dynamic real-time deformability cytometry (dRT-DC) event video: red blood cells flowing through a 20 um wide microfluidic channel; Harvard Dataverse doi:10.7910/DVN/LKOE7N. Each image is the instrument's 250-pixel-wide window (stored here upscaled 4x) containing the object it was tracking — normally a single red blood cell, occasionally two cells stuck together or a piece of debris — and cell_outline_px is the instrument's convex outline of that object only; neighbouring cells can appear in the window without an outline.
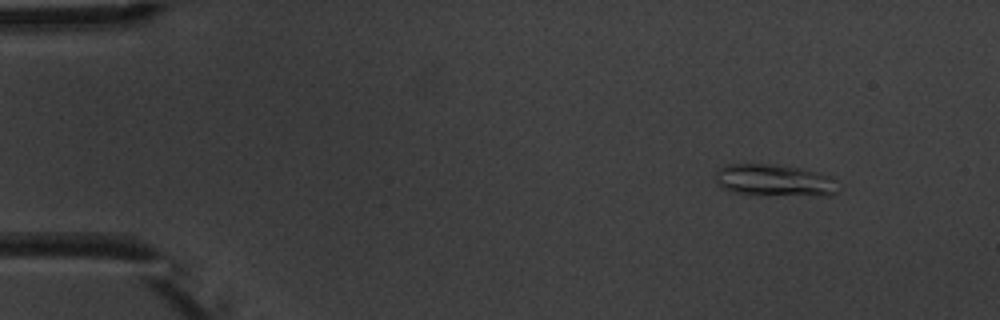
{"species": "common noctule bat (a hibernating species)", "species_latin": "Nyctalus noctula", "temperature_condition": "warm", "stored_images_in_passage": 5, "camera_frame_rate_fps": 3000, "um_per_image_px": 0.085, "animal": {"sex": "male", "body_mass_g": 20.1, "forearm_length_mm": 53.5}, "frame": {"image": 1, "passage_image": 1, "time_ms": 0.0, "image_size_px": [1000, 320], "cell_outline_px": [[836, 192], [832, 196], [756, 196], [732, 192], [716, 184], [716, 172], [720, 168], [728, 164], [768, 164], [800, 168], [832, 176]], "centroid_in_image_um": [65.8, 15.37], "position_along_channel_um": 19.2, "area_um2": 23.24}}